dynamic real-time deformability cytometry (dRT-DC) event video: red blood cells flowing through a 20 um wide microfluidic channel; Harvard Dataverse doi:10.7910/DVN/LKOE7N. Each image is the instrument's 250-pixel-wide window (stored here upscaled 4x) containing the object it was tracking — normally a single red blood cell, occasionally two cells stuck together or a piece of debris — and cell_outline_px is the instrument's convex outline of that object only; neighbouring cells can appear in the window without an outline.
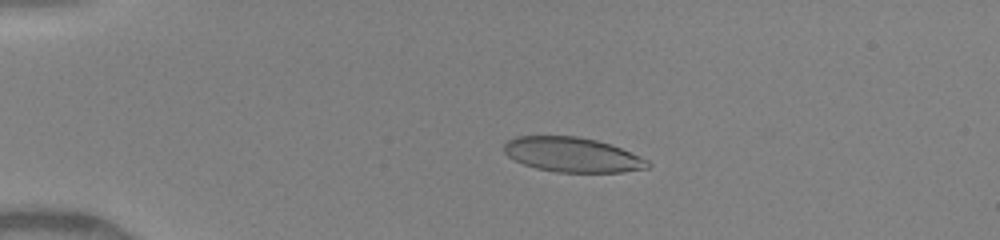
{"species": "human", "species_latin": "Homo sapiens", "temperature_condition": "warm", "stored_images_in_passage": 34, "camera_frame_rate_fps": 3000, "um_per_image_px": 0.085, "donor": {"sex": "female"}, "frame": {"image": 1, "passage_image": 23, "time_ms": 3.667, "image_size_px": [1000, 240], "cell_outline_px": [[652, 164], [648, 168], [620, 172], [556, 172], [536, 168], [524, 164], [508, 156], [504, 152], [504, 144], [508, 140], [516, 136], [576, 136], [596, 140], [620, 148], [648, 160]], "centroid_in_image_um": [48.64, 13.15], "position_along_channel_um": 36.4, "area_um2": 28.84}}